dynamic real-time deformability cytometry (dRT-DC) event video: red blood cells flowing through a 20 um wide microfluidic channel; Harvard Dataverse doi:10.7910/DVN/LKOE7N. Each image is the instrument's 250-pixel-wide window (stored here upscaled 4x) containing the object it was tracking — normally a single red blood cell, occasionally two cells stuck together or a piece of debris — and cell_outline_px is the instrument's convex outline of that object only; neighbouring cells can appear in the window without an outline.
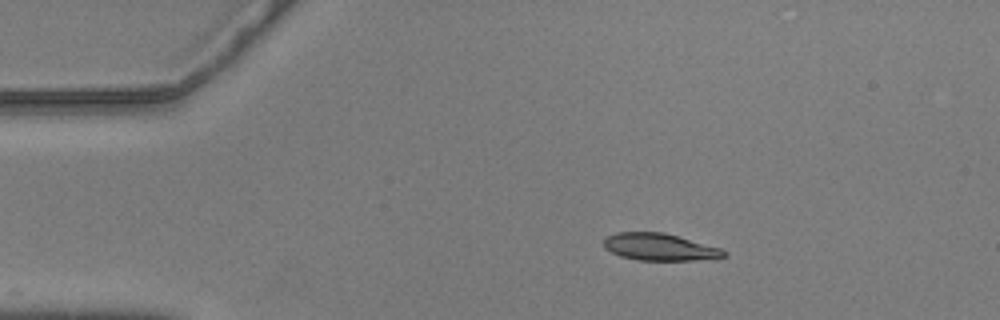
{"species": "common noctule bat (a hibernating species)", "species_latin": "Nyctalus noctula", "temperature_condition": "warm", "stored_images_in_passage": 29, "camera_frame_rate_fps": 3000, "um_per_image_px": 0.085, "animal": {"sex": "male", "body_mass_g": 20.5, "forearm_length_mm": 52.5}, "frame": {"image": 1, "passage_image": 1, "time_ms": 0.0, "image_size_px": [1000, 320], "cell_outline_px": [[728, 256], [692, 260], [640, 260], [620, 256], [604, 248], [604, 236], [616, 232], [664, 232], [720, 248], [728, 252]], "centroid_in_image_um": [56.03, 20.98], "position_along_channel_um": 29.0, "area_um2": 18.9}}
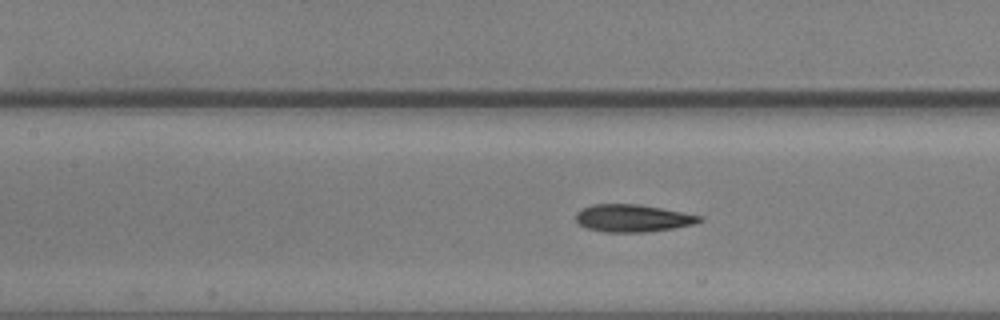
{"frame": {"image": 2, "passage_image": 16, "time_ms": 5.0, "image_size_px": [1000, 320], "cell_outline_px": [[704, 220], [696, 224], [676, 228], [648, 232], [604, 232], [584, 228], [576, 220], [576, 212], [592, 204], [636, 204], [660, 208], [704, 216]], "centroid_in_image_um": [53.81, 18.56], "position_along_channel_um": 153.6, "area_um2": 19.94}}
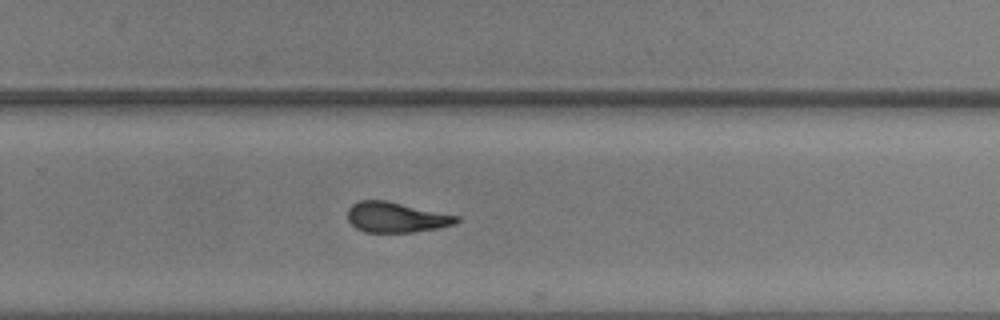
{"frame": {"image": 3, "passage_image": 28, "time_ms": 9.0, "image_size_px": [1000, 320], "cell_outline_px": [[460, 220], [456, 224], [436, 228], [412, 232], [364, 232], [356, 228], [348, 220], [348, 208], [352, 204], [360, 200], [388, 200], [460, 216]], "centroid_in_image_um": [33.68, 18.46], "position_along_channel_um": 296.1, "area_um2": 19.36}}